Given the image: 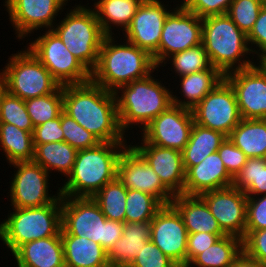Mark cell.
<instances>
[{
  "mask_svg": "<svg viewBox=\"0 0 266 267\" xmlns=\"http://www.w3.org/2000/svg\"><path fill=\"white\" fill-rule=\"evenodd\" d=\"M17 267H63L64 248L61 234L21 245L13 254Z\"/></svg>",
  "mask_w": 266,
  "mask_h": 267,
  "instance_id": "cell-23",
  "label": "cell"
},
{
  "mask_svg": "<svg viewBox=\"0 0 266 267\" xmlns=\"http://www.w3.org/2000/svg\"><path fill=\"white\" fill-rule=\"evenodd\" d=\"M0 123L15 125L19 129L33 133L34 126L27 112L25 100L7 91L0 101Z\"/></svg>",
  "mask_w": 266,
  "mask_h": 267,
  "instance_id": "cell-39",
  "label": "cell"
},
{
  "mask_svg": "<svg viewBox=\"0 0 266 267\" xmlns=\"http://www.w3.org/2000/svg\"><path fill=\"white\" fill-rule=\"evenodd\" d=\"M235 188L247 196L266 195V161L264 158H248L233 178Z\"/></svg>",
  "mask_w": 266,
  "mask_h": 267,
  "instance_id": "cell-35",
  "label": "cell"
},
{
  "mask_svg": "<svg viewBox=\"0 0 266 267\" xmlns=\"http://www.w3.org/2000/svg\"><path fill=\"white\" fill-rule=\"evenodd\" d=\"M191 111L195 124L219 131L227 137L242 120L235 92L225 79Z\"/></svg>",
  "mask_w": 266,
  "mask_h": 267,
  "instance_id": "cell-12",
  "label": "cell"
},
{
  "mask_svg": "<svg viewBox=\"0 0 266 267\" xmlns=\"http://www.w3.org/2000/svg\"><path fill=\"white\" fill-rule=\"evenodd\" d=\"M163 1L144 0L138 7L130 25L124 31L126 41L153 56L161 39L164 22L172 11Z\"/></svg>",
  "mask_w": 266,
  "mask_h": 267,
  "instance_id": "cell-19",
  "label": "cell"
},
{
  "mask_svg": "<svg viewBox=\"0 0 266 267\" xmlns=\"http://www.w3.org/2000/svg\"><path fill=\"white\" fill-rule=\"evenodd\" d=\"M32 137L33 144L64 141V134L61 128V113L57 118L34 127Z\"/></svg>",
  "mask_w": 266,
  "mask_h": 267,
  "instance_id": "cell-48",
  "label": "cell"
},
{
  "mask_svg": "<svg viewBox=\"0 0 266 267\" xmlns=\"http://www.w3.org/2000/svg\"><path fill=\"white\" fill-rule=\"evenodd\" d=\"M163 205L152 195L127 189L125 222L151 221Z\"/></svg>",
  "mask_w": 266,
  "mask_h": 267,
  "instance_id": "cell-37",
  "label": "cell"
},
{
  "mask_svg": "<svg viewBox=\"0 0 266 267\" xmlns=\"http://www.w3.org/2000/svg\"><path fill=\"white\" fill-rule=\"evenodd\" d=\"M232 2L233 0H183L181 4L199 18H205L227 14Z\"/></svg>",
  "mask_w": 266,
  "mask_h": 267,
  "instance_id": "cell-44",
  "label": "cell"
},
{
  "mask_svg": "<svg viewBox=\"0 0 266 267\" xmlns=\"http://www.w3.org/2000/svg\"><path fill=\"white\" fill-rule=\"evenodd\" d=\"M174 267H189L187 264H176Z\"/></svg>",
  "mask_w": 266,
  "mask_h": 267,
  "instance_id": "cell-52",
  "label": "cell"
},
{
  "mask_svg": "<svg viewBox=\"0 0 266 267\" xmlns=\"http://www.w3.org/2000/svg\"><path fill=\"white\" fill-rule=\"evenodd\" d=\"M63 111L100 142H127L119 125L115 93L92 81L63 85Z\"/></svg>",
  "mask_w": 266,
  "mask_h": 267,
  "instance_id": "cell-1",
  "label": "cell"
},
{
  "mask_svg": "<svg viewBox=\"0 0 266 267\" xmlns=\"http://www.w3.org/2000/svg\"><path fill=\"white\" fill-rule=\"evenodd\" d=\"M180 94L183 100L172 95L173 105L192 110L202 99L211 92L223 79L224 75L215 67L200 72L179 76Z\"/></svg>",
  "mask_w": 266,
  "mask_h": 267,
  "instance_id": "cell-27",
  "label": "cell"
},
{
  "mask_svg": "<svg viewBox=\"0 0 266 267\" xmlns=\"http://www.w3.org/2000/svg\"><path fill=\"white\" fill-rule=\"evenodd\" d=\"M230 267H266V264L250 257L242 250Z\"/></svg>",
  "mask_w": 266,
  "mask_h": 267,
  "instance_id": "cell-50",
  "label": "cell"
},
{
  "mask_svg": "<svg viewBox=\"0 0 266 267\" xmlns=\"http://www.w3.org/2000/svg\"><path fill=\"white\" fill-rule=\"evenodd\" d=\"M248 158L266 155V119H242L228 136Z\"/></svg>",
  "mask_w": 266,
  "mask_h": 267,
  "instance_id": "cell-30",
  "label": "cell"
},
{
  "mask_svg": "<svg viewBox=\"0 0 266 267\" xmlns=\"http://www.w3.org/2000/svg\"><path fill=\"white\" fill-rule=\"evenodd\" d=\"M70 0H5L9 21L20 40L34 31L52 30L55 18ZM59 12V13H58Z\"/></svg>",
  "mask_w": 266,
  "mask_h": 267,
  "instance_id": "cell-16",
  "label": "cell"
},
{
  "mask_svg": "<svg viewBox=\"0 0 266 267\" xmlns=\"http://www.w3.org/2000/svg\"><path fill=\"white\" fill-rule=\"evenodd\" d=\"M34 127L57 118L63 111V86L53 93L25 100Z\"/></svg>",
  "mask_w": 266,
  "mask_h": 267,
  "instance_id": "cell-36",
  "label": "cell"
},
{
  "mask_svg": "<svg viewBox=\"0 0 266 267\" xmlns=\"http://www.w3.org/2000/svg\"><path fill=\"white\" fill-rule=\"evenodd\" d=\"M171 204L182 216L188 233L206 232L226 235L211 214L206 202L199 195H175Z\"/></svg>",
  "mask_w": 266,
  "mask_h": 267,
  "instance_id": "cell-24",
  "label": "cell"
},
{
  "mask_svg": "<svg viewBox=\"0 0 266 267\" xmlns=\"http://www.w3.org/2000/svg\"><path fill=\"white\" fill-rule=\"evenodd\" d=\"M169 60L176 76H184L213 67L202 43L171 55L163 63L164 66Z\"/></svg>",
  "mask_w": 266,
  "mask_h": 267,
  "instance_id": "cell-38",
  "label": "cell"
},
{
  "mask_svg": "<svg viewBox=\"0 0 266 267\" xmlns=\"http://www.w3.org/2000/svg\"><path fill=\"white\" fill-rule=\"evenodd\" d=\"M152 76L153 73L143 79L122 85L114 92L119 125L124 134L127 129H133L134 125H138L142 131L173 104L172 90L169 91L167 88L169 86H165L161 80Z\"/></svg>",
  "mask_w": 266,
  "mask_h": 267,
  "instance_id": "cell-4",
  "label": "cell"
},
{
  "mask_svg": "<svg viewBox=\"0 0 266 267\" xmlns=\"http://www.w3.org/2000/svg\"><path fill=\"white\" fill-rule=\"evenodd\" d=\"M202 44L212 66L223 75L255 65L254 57L247 56L252 54L247 35L227 14L202 18Z\"/></svg>",
  "mask_w": 266,
  "mask_h": 267,
  "instance_id": "cell-5",
  "label": "cell"
},
{
  "mask_svg": "<svg viewBox=\"0 0 266 267\" xmlns=\"http://www.w3.org/2000/svg\"><path fill=\"white\" fill-rule=\"evenodd\" d=\"M151 241L176 264H186L188 232L172 205H163L151 220Z\"/></svg>",
  "mask_w": 266,
  "mask_h": 267,
  "instance_id": "cell-20",
  "label": "cell"
},
{
  "mask_svg": "<svg viewBox=\"0 0 266 267\" xmlns=\"http://www.w3.org/2000/svg\"><path fill=\"white\" fill-rule=\"evenodd\" d=\"M61 231L86 237L107 252L122 236L124 223L108 220L92 197L61 196Z\"/></svg>",
  "mask_w": 266,
  "mask_h": 267,
  "instance_id": "cell-6",
  "label": "cell"
},
{
  "mask_svg": "<svg viewBox=\"0 0 266 267\" xmlns=\"http://www.w3.org/2000/svg\"><path fill=\"white\" fill-rule=\"evenodd\" d=\"M116 177L127 189L148 193L162 205L171 204L174 198L151 166L131 145L120 154Z\"/></svg>",
  "mask_w": 266,
  "mask_h": 267,
  "instance_id": "cell-17",
  "label": "cell"
},
{
  "mask_svg": "<svg viewBox=\"0 0 266 267\" xmlns=\"http://www.w3.org/2000/svg\"><path fill=\"white\" fill-rule=\"evenodd\" d=\"M242 250V239L225 235L204 252L198 254L188 266L230 267Z\"/></svg>",
  "mask_w": 266,
  "mask_h": 267,
  "instance_id": "cell-33",
  "label": "cell"
},
{
  "mask_svg": "<svg viewBox=\"0 0 266 267\" xmlns=\"http://www.w3.org/2000/svg\"><path fill=\"white\" fill-rule=\"evenodd\" d=\"M61 128L64 134V142H67L77 150L91 148L100 143L93 134L83 128L64 111L61 112Z\"/></svg>",
  "mask_w": 266,
  "mask_h": 267,
  "instance_id": "cell-41",
  "label": "cell"
},
{
  "mask_svg": "<svg viewBox=\"0 0 266 267\" xmlns=\"http://www.w3.org/2000/svg\"><path fill=\"white\" fill-rule=\"evenodd\" d=\"M137 145L130 144L159 176L162 184L175 196L183 194L185 169L179 150L163 148L141 139ZM139 144V145H138Z\"/></svg>",
  "mask_w": 266,
  "mask_h": 267,
  "instance_id": "cell-21",
  "label": "cell"
},
{
  "mask_svg": "<svg viewBox=\"0 0 266 267\" xmlns=\"http://www.w3.org/2000/svg\"><path fill=\"white\" fill-rule=\"evenodd\" d=\"M144 0H98L92 5L99 24L107 36H112L115 27L125 31L135 12ZM113 25V27H112ZM115 26V27H114ZM122 29H121V28ZM113 28V29H112Z\"/></svg>",
  "mask_w": 266,
  "mask_h": 267,
  "instance_id": "cell-28",
  "label": "cell"
},
{
  "mask_svg": "<svg viewBox=\"0 0 266 267\" xmlns=\"http://www.w3.org/2000/svg\"><path fill=\"white\" fill-rule=\"evenodd\" d=\"M265 3L266 0H233L227 15L247 35Z\"/></svg>",
  "mask_w": 266,
  "mask_h": 267,
  "instance_id": "cell-40",
  "label": "cell"
},
{
  "mask_svg": "<svg viewBox=\"0 0 266 267\" xmlns=\"http://www.w3.org/2000/svg\"><path fill=\"white\" fill-rule=\"evenodd\" d=\"M176 263L151 240L146 243L129 267H174Z\"/></svg>",
  "mask_w": 266,
  "mask_h": 267,
  "instance_id": "cell-43",
  "label": "cell"
},
{
  "mask_svg": "<svg viewBox=\"0 0 266 267\" xmlns=\"http://www.w3.org/2000/svg\"><path fill=\"white\" fill-rule=\"evenodd\" d=\"M127 142H100L78 150L67 181L59 187L63 197H93L105 184L117 176L120 154Z\"/></svg>",
  "mask_w": 266,
  "mask_h": 267,
  "instance_id": "cell-3",
  "label": "cell"
},
{
  "mask_svg": "<svg viewBox=\"0 0 266 267\" xmlns=\"http://www.w3.org/2000/svg\"><path fill=\"white\" fill-rule=\"evenodd\" d=\"M207 204L226 235L243 239L246 228L247 195L230 186L199 195Z\"/></svg>",
  "mask_w": 266,
  "mask_h": 267,
  "instance_id": "cell-18",
  "label": "cell"
},
{
  "mask_svg": "<svg viewBox=\"0 0 266 267\" xmlns=\"http://www.w3.org/2000/svg\"><path fill=\"white\" fill-rule=\"evenodd\" d=\"M151 221L124 223L121 238L107 252L111 267H129L151 240Z\"/></svg>",
  "mask_w": 266,
  "mask_h": 267,
  "instance_id": "cell-25",
  "label": "cell"
},
{
  "mask_svg": "<svg viewBox=\"0 0 266 267\" xmlns=\"http://www.w3.org/2000/svg\"><path fill=\"white\" fill-rule=\"evenodd\" d=\"M64 261L68 267H111L107 251L86 237L61 234Z\"/></svg>",
  "mask_w": 266,
  "mask_h": 267,
  "instance_id": "cell-26",
  "label": "cell"
},
{
  "mask_svg": "<svg viewBox=\"0 0 266 267\" xmlns=\"http://www.w3.org/2000/svg\"><path fill=\"white\" fill-rule=\"evenodd\" d=\"M247 42L253 54L250 56L252 57L257 54L256 60H259L258 62H266V3L261 8L253 28L247 34Z\"/></svg>",
  "mask_w": 266,
  "mask_h": 267,
  "instance_id": "cell-42",
  "label": "cell"
},
{
  "mask_svg": "<svg viewBox=\"0 0 266 267\" xmlns=\"http://www.w3.org/2000/svg\"><path fill=\"white\" fill-rule=\"evenodd\" d=\"M19 51L10 55L5 69L0 71L6 83V91L22 100L53 93L60 84L48 69L28 48Z\"/></svg>",
  "mask_w": 266,
  "mask_h": 267,
  "instance_id": "cell-9",
  "label": "cell"
},
{
  "mask_svg": "<svg viewBox=\"0 0 266 267\" xmlns=\"http://www.w3.org/2000/svg\"><path fill=\"white\" fill-rule=\"evenodd\" d=\"M27 47L61 85L91 81V72L67 49L53 30H46Z\"/></svg>",
  "mask_w": 266,
  "mask_h": 267,
  "instance_id": "cell-10",
  "label": "cell"
},
{
  "mask_svg": "<svg viewBox=\"0 0 266 267\" xmlns=\"http://www.w3.org/2000/svg\"><path fill=\"white\" fill-rule=\"evenodd\" d=\"M226 138L227 136L219 131L194 123L189 141L181 151L184 169L198 165L208 155L217 152Z\"/></svg>",
  "mask_w": 266,
  "mask_h": 267,
  "instance_id": "cell-29",
  "label": "cell"
},
{
  "mask_svg": "<svg viewBox=\"0 0 266 267\" xmlns=\"http://www.w3.org/2000/svg\"><path fill=\"white\" fill-rule=\"evenodd\" d=\"M17 170L10 183V200L14 208L40 207L54 202L59 196L49 194V174L42 166L33 161L9 164ZM12 165V166H11Z\"/></svg>",
  "mask_w": 266,
  "mask_h": 267,
  "instance_id": "cell-13",
  "label": "cell"
},
{
  "mask_svg": "<svg viewBox=\"0 0 266 267\" xmlns=\"http://www.w3.org/2000/svg\"><path fill=\"white\" fill-rule=\"evenodd\" d=\"M75 6L69 13L67 11L64 19L55 24L52 30L70 53L92 72L98 63L99 51L107 35L103 32L94 9L81 4Z\"/></svg>",
  "mask_w": 266,
  "mask_h": 267,
  "instance_id": "cell-8",
  "label": "cell"
},
{
  "mask_svg": "<svg viewBox=\"0 0 266 267\" xmlns=\"http://www.w3.org/2000/svg\"><path fill=\"white\" fill-rule=\"evenodd\" d=\"M222 236L206 232L188 233L186 264L188 265L198 254L216 243Z\"/></svg>",
  "mask_w": 266,
  "mask_h": 267,
  "instance_id": "cell-49",
  "label": "cell"
},
{
  "mask_svg": "<svg viewBox=\"0 0 266 267\" xmlns=\"http://www.w3.org/2000/svg\"><path fill=\"white\" fill-rule=\"evenodd\" d=\"M228 173L234 178L247 162L248 157L227 137L217 150Z\"/></svg>",
  "mask_w": 266,
  "mask_h": 267,
  "instance_id": "cell-46",
  "label": "cell"
},
{
  "mask_svg": "<svg viewBox=\"0 0 266 267\" xmlns=\"http://www.w3.org/2000/svg\"><path fill=\"white\" fill-rule=\"evenodd\" d=\"M168 14L161 33L159 48L152 56L158 68L171 55L202 43V18L182 4Z\"/></svg>",
  "mask_w": 266,
  "mask_h": 267,
  "instance_id": "cell-11",
  "label": "cell"
},
{
  "mask_svg": "<svg viewBox=\"0 0 266 267\" xmlns=\"http://www.w3.org/2000/svg\"><path fill=\"white\" fill-rule=\"evenodd\" d=\"M113 37L106 36L103 40L98 63L91 72L93 83L115 92L122 85L158 71L153 57L148 52L128 41L119 44Z\"/></svg>",
  "mask_w": 266,
  "mask_h": 267,
  "instance_id": "cell-2",
  "label": "cell"
},
{
  "mask_svg": "<svg viewBox=\"0 0 266 267\" xmlns=\"http://www.w3.org/2000/svg\"><path fill=\"white\" fill-rule=\"evenodd\" d=\"M266 228V195L247 196L245 231Z\"/></svg>",
  "mask_w": 266,
  "mask_h": 267,
  "instance_id": "cell-45",
  "label": "cell"
},
{
  "mask_svg": "<svg viewBox=\"0 0 266 267\" xmlns=\"http://www.w3.org/2000/svg\"><path fill=\"white\" fill-rule=\"evenodd\" d=\"M12 210L0 224V239L12 254L24 243L60 234L61 195L48 205Z\"/></svg>",
  "mask_w": 266,
  "mask_h": 267,
  "instance_id": "cell-7",
  "label": "cell"
},
{
  "mask_svg": "<svg viewBox=\"0 0 266 267\" xmlns=\"http://www.w3.org/2000/svg\"><path fill=\"white\" fill-rule=\"evenodd\" d=\"M33 162L42 166L48 173L58 171L68 176L73 168L78 150L67 142H51L46 144H33Z\"/></svg>",
  "mask_w": 266,
  "mask_h": 267,
  "instance_id": "cell-31",
  "label": "cell"
},
{
  "mask_svg": "<svg viewBox=\"0 0 266 267\" xmlns=\"http://www.w3.org/2000/svg\"><path fill=\"white\" fill-rule=\"evenodd\" d=\"M193 125L192 111L172 104L142 130L140 137L146 143L182 151L189 141Z\"/></svg>",
  "mask_w": 266,
  "mask_h": 267,
  "instance_id": "cell-15",
  "label": "cell"
},
{
  "mask_svg": "<svg viewBox=\"0 0 266 267\" xmlns=\"http://www.w3.org/2000/svg\"><path fill=\"white\" fill-rule=\"evenodd\" d=\"M5 92H6V83L3 75L0 73V101Z\"/></svg>",
  "mask_w": 266,
  "mask_h": 267,
  "instance_id": "cell-51",
  "label": "cell"
},
{
  "mask_svg": "<svg viewBox=\"0 0 266 267\" xmlns=\"http://www.w3.org/2000/svg\"><path fill=\"white\" fill-rule=\"evenodd\" d=\"M0 150L5 153L9 164L32 161L34 158L32 133L12 124L0 123Z\"/></svg>",
  "mask_w": 266,
  "mask_h": 267,
  "instance_id": "cell-32",
  "label": "cell"
},
{
  "mask_svg": "<svg viewBox=\"0 0 266 267\" xmlns=\"http://www.w3.org/2000/svg\"><path fill=\"white\" fill-rule=\"evenodd\" d=\"M233 177L226 170L218 152L208 155L198 165L185 170L184 195H200L206 191L232 186Z\"/></svg>",
  "mask_w": 266,
  "mask_h": 267,
  "instance_id": "cell-22",
  "label": "cell"
},
{
  "mask_svg": "<svg viewBox=\"0 0 266 267\" xmlns=\"http://www.w3.org/2000/svg\"><path fill=\"white\" fill-rule=\"evenodd\" d=\"M224 79L235 92L242 119H266V62L230 72Z\"/></svg>",
  "mask_w": 266,
  "mask_h": 267,
  "instance_id": "cell-14",
  "label": "cell"
},
{
  "mask_svg": "<svg viewBox=\"0 0 266 267\" xmlns=\"http://www.w3.org/2000/svg\"><path fill=\"white\" fill-rule=\"evenodd\" d=\"M242 248L250 257L266 264V228L245 231V236L242 239Z\"/></svg>",
  "mask_w": 266,
  "mask_h": 267,
  "instance_id": "cell-47",
  "label": "cell"
},
{
  "mask_svg": "<svg viewBox=\"0 0 266 267\" xmlns=\"http://www.w3.org/2000/svg\"><path fill=\"white\" fill-rule=\"evenodd\" d=\"M127 188L116 177L105 184L92 198L108 220L125 223Z\"/></svg>",
  "mask_w": 266,
  "mask_h": 267,
  "instance_id": "cell-34",
  "label": "cell"
}]
</instances>
